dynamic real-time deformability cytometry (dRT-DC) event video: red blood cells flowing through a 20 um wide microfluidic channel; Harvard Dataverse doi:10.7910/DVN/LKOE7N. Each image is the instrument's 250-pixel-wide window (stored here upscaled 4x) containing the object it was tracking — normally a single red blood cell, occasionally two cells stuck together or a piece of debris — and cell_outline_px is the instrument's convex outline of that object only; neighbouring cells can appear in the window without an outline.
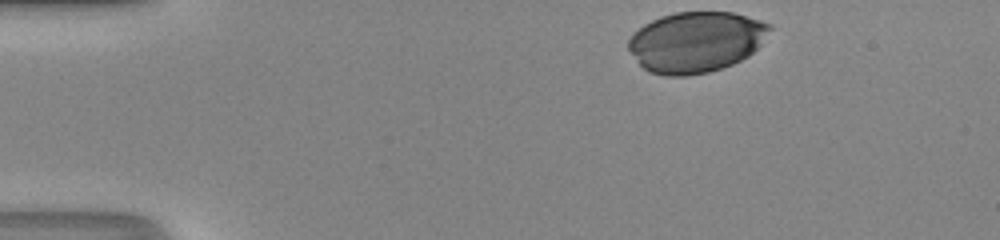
{"species": "human", "species_latin": "Homo sapiens", "temperature_condition": "room temperature", "stored_images_in_passage": 33, "camera_frame_rate_fps": 3000, "um_per_image_px": 0.085, "donor": {"sex": "male"}, "frame": {"image": 1, "passage_image": 1, "time_ms": 0.0, "image_size_px": [1000, 240], "cell_outline_px": [[772, 28], [760, 44], [748, 56], [732, 64], [708, 72], [688, 76], [664, 76], [648, 72], [640, 64], [628, 48], [628, 40], [644, 24], [660, 16], [676, 12], [732, 12], [760, 20], [772, 24]], "centroid_in_image_um": [59.16, 3.57], "position_along_channel_um": 25.8, "area_um2": 49.77}}
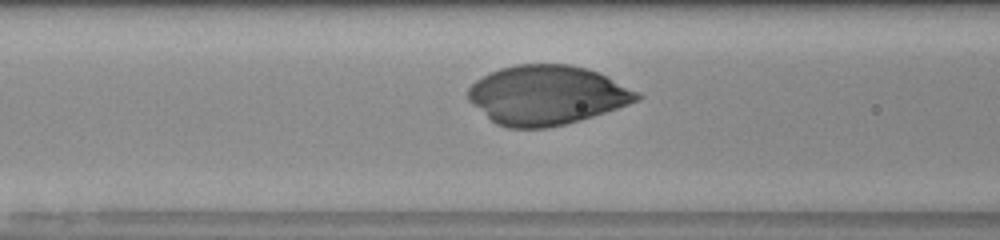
{"frame": {"image": 2, "passage_image": 14, "time_ms": 4.333, "image_size_px": [1000, 240], "cell_outline_px": [[644, 96], [640, 100], [580, 120], [548, 128], [508, 128], [496, 124], [472, 104], [468, 100], [468, 88], [476, 80], [488, 72], [500, 68], [516, 64], [572, 64], [588, 68], [600, 72], [640, 92]], "centroid_in_image_um": [46.49, 8.06], "position_along_channel_um": 120.1, "area_um2": 58.67}}
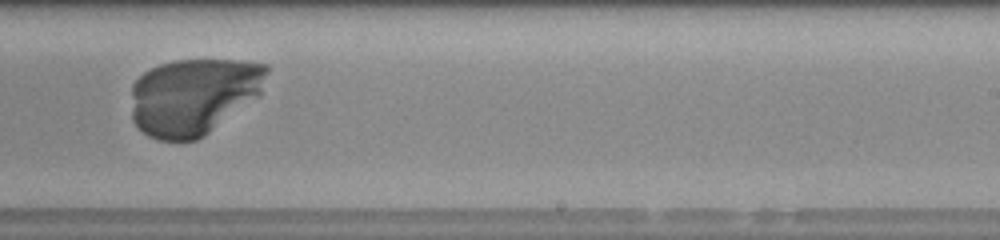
{"frame": {"image": 3, "passage_image": 25, "time_ms": 8.0, "image_size_px": [1000, 240], "cell_outline_px": [[268, 72], [260, 92], [256, 96], [204, 136], [196, 140], [160, 140], [148, 136], [132, 120], [132, 84], [144, 72], [160, 64], [172, 60], [236, 60], [268, 64]], "centroid_in_image_um": [16.42, 8.16], "position_along_channel_um": 272.6, "area_um2": 60.11}}